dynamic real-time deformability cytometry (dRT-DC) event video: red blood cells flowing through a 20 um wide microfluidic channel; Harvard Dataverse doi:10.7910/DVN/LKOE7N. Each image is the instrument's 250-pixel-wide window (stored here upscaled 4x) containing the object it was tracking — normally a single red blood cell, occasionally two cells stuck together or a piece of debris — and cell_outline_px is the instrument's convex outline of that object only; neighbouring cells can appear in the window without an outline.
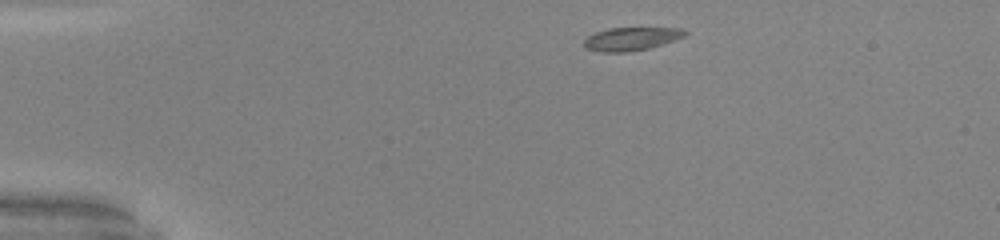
{"species": "common noctule bat (a hibernating species)", "species_latin": "Nyctalus noctula", "temperature_condition": "warm", "stored_images_in_passage": 42, "camera_frame_rate_fps": 3000, "um_per_image_px": 0.085, "animal": {"sex": "male", "body_mass_g": 20.0, "forearm_length_mm": 53.3}, "frame": {"image": 1, "passage_image": 1, "time_ms": 0.0, "image_size_px": [1000, 240], "cell_outline_px": [[688, 32], [684, 36], [676, 40], [648, 48], [628, 52], [600, 52], [584, 48], [584, 40], [588, 36], [596, 32], [608, 28], [684, 28]], "centroid_in_image_um": [53.66, 3.3], "position_along_channel_um": 31.3, "area_um2": 13.7}}
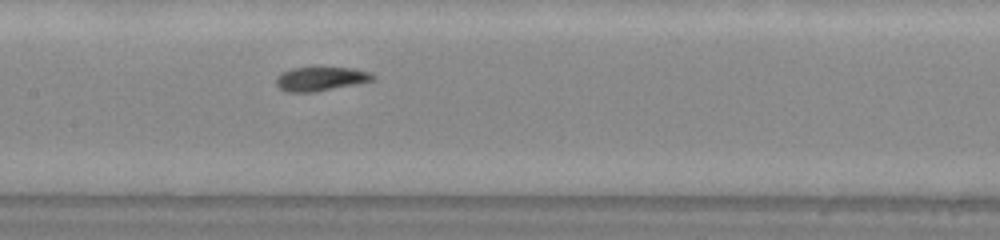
{"frame": {"image": 2, "passage_image": 17, "time_ms": 5.333, "image_size_px": [1000, 240], "cell_outline_px": [[376, 76], [372, 80], [356, 84], [316, 92], [288, 92], [280, 88], [276, 84], [276, 76], [280, 72], [292, 68], [352, 68], [368, 72]], "centroid_in_image_um": [27.21, 6.71], "position_along_channel_um": 180.2, "area_um2": 13.41}}
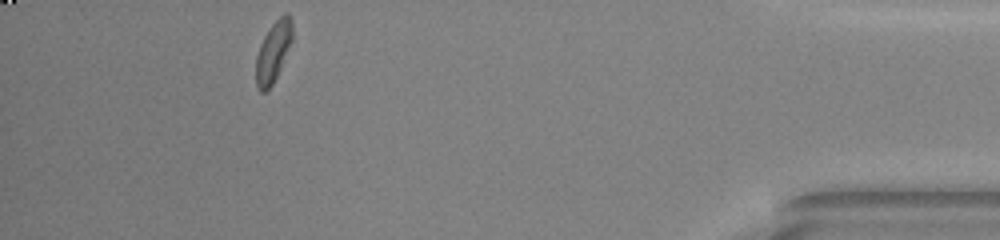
{"frame": {"image": 3, "passage_image": 38, "time_ms": 12.333, "image_size_px": [1000, 240], "cell_outline_px": [[292, 40], [280, 68], [272, 84], [264, 92], [260, 92], [256, 88], [256, 56], [260, 44], [264, 36], [272, 24], [284, 12], [288, 12], [292, 20]], "centroid_in_image_um": [23.22, 4.37], "position_along_channel_um": 412.0, "area_um2": 12.72}, "authors_computed_cell_mechanics": {"area_um2": 13.9009, "velocity_mm_per_s": 4.062, "shape_relaxation_time_tau1_ms": 2.486, "shape_relaxation_time_tau2_ms": 2.1622, "deformation_change_tau1": 0.1365, "deformation_change_tau2": 0.0767}}